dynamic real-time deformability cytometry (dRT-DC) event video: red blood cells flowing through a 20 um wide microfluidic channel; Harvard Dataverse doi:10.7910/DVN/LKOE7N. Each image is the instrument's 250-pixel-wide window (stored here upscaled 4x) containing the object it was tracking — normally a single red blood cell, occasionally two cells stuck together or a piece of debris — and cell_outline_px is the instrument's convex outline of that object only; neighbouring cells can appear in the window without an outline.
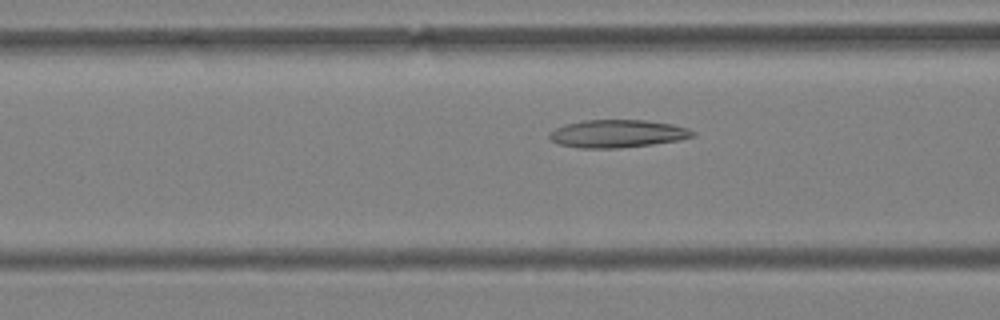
{"species": "Egyptian fruit bat (a non-hibernating species)", "species_latin": "Rousettus aegyptiacus", "temperature_condition": "warm", "stored_images_in_passage": 57, "camera_frame_rate_fps": 3000, "um_per_image_px": 0.085, "animal": {"sex": "female"}, "frame": {"image": 1, "passage_image": 23, "time_ms": 7.333, "image_size_px": [1000, 320], "cell_outline_px": [[696, 136], [680, 140], [652, 144], [620, 148], [580, 148], [560, 144], [552, 140], [548, 136], [548, 132], [564, 124], [584, 120], [644, 120], [672, 124], [688, 128], [696, 132]], "centroid_in_image_um": [52.5, 11.36], "position_along_channel_um": 114.1, "area_um2": 23.29}}
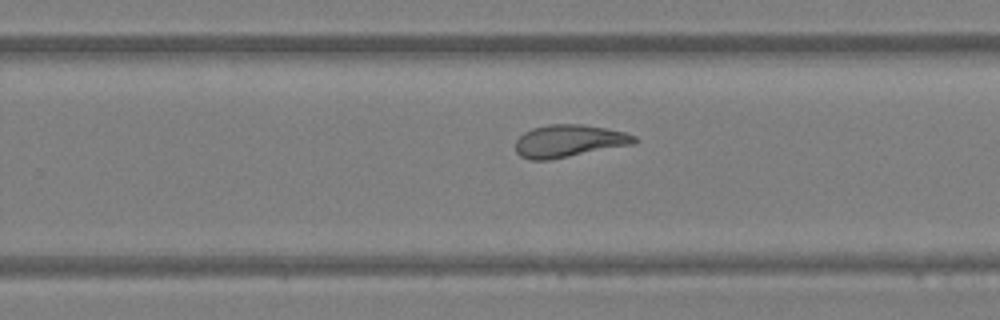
{"frame": {"image": 2, "passage_image": 37, "time_ms": 12.0, "image_size_px": [1000, 320], "cell_outline_px": [[636, 144], [548, 160], [528, 160], [520, 156], [516, 152], [516, 140], [524, 132], [532, 128], [548, 124], [580, 124], [604, 128], [624, 132], [636, 136]], "centroid_in_image_um": [48.34, 11.99], "position_along_channel_um": 281.5, "area_um2": 22.48}}
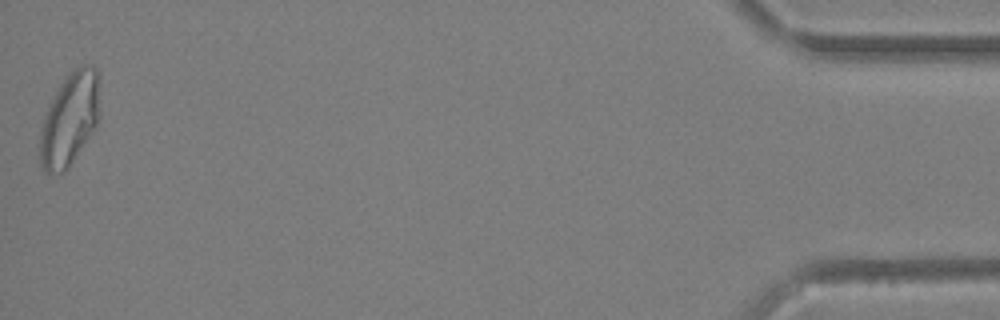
{"frame": {"image": 3, "passage_image": 57, "time_ms": 18.667, "image_size_px": [1000, 320], "cell_outline_px": [[100, 116], [96, 128], [68, 168], [64, 172], [48, 176], [44, 172], [36, 156], [40, 128], [44, 112], [64, 76], [76, 68], [84, 64], [92, 64], [96, 68], [100, 76]], "centroid_in_image_um": [5.9, 10.15], "position_along_channel_um": 429.3, "area_um2": 34.1}, "authors_computed_cell_mechanics": {"area_um2": 25.721, "velocity_mm_per_s": 3.5957, "shape_relaxation_time_tau1_ms": null, "shape_relaxation_time_tau2_ms": 2.1339, "deformation_change_tau1": null, "deformation_change_tau2": 0.1036}}